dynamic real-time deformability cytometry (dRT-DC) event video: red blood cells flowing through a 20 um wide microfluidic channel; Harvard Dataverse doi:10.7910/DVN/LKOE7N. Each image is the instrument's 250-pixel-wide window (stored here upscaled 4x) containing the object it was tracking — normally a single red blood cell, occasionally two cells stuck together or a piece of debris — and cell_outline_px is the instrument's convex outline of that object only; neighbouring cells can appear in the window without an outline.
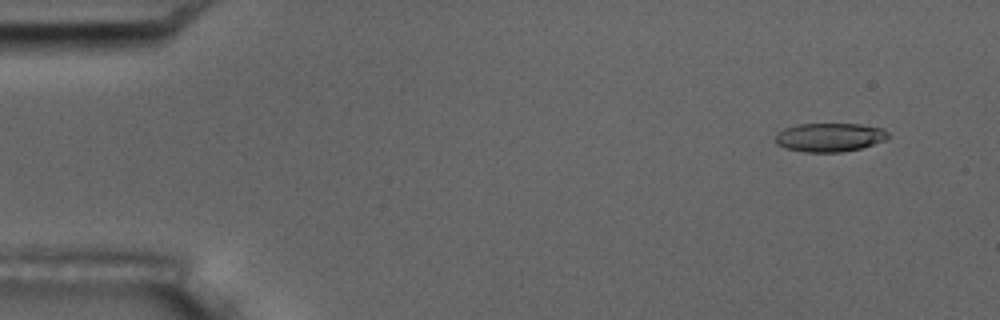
{"species": "common noctule bat (a hibernating species)", "species_latin": "Nyctalus noctula", "temperature_condition": "room temperature", "stored_images_in_passage": 6, "camera_frame_rate_fps": 3000, "um_per_image_px": 0.085, "animal": {"sex": "male", "body_mass_g": 17.5, "forearm_length_mm": 52.3}, "frame": {"image": 1, "passage_image": 2, "time_ms": 1.333, "image_size_px": [1000, 320], "cell_outline_px": [[888, 136], [884, 140], [860, 148], [840, 152], [804, 152], [784, 148], [776, 144], [776, 136], [784, 128], [796, 124], [860, 124], [884, 128], [888, 132]], "centroid_in_image_um": [70.5, 11.66], "position_along_channel_um": 14.5, "area_um2": 18.79}}
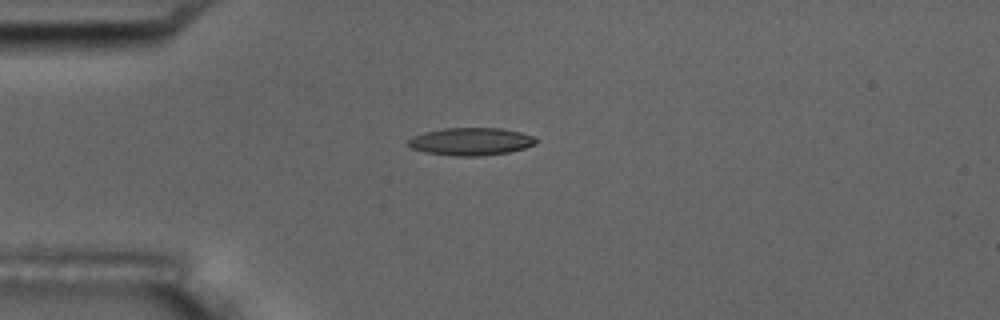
{"frame": {"image": 2, "passage_image": 5, "time_ms": 4.667, "image_size_px": [1000, 320], "cell_outline_px": [[540, 140], [536, 144], [524, 148], [508, 152], [480, 156], [452, 156], [424, 152], [412, 148], [408, 144], [408, 140], [412, 136], [424, 132], [444, 128], [500, 128], [520, 132], [536, 136]], "centroid_in_image_um": [40.05, 12.03], "position_along_channel_um": 44.9, "area_um2": 20.75}}